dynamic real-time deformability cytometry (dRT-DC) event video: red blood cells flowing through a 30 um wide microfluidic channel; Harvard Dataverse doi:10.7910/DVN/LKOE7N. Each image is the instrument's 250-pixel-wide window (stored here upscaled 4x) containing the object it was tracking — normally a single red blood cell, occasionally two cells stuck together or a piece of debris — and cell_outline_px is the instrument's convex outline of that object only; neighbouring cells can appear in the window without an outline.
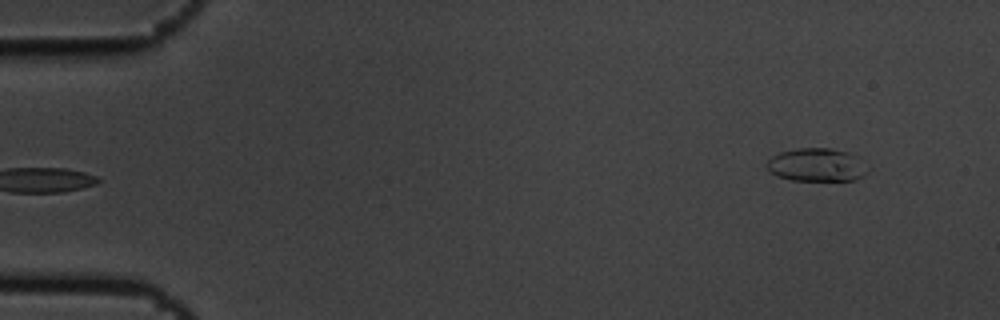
{"species": "common noctule bat (a hibernating species)", "species_latin": "Nyctalus noctula", "temperature_condition": "cold", "stored_images_in_passage": 4, "camera_frame_rate_fps": 3000, "um_per_image_px": 0.085, "animal": {"sex": "male", "body_mass_g": 19.5, "forearm_length_mm": 54.6}, "frame": {"image": 1, "passage_image": 4, "time_ms": 1.0, "image_size_px": [1000, 320], "cell_outline_px": [[872, 168], [864, 176], [856, 180], [792, 180], [776, 176], [764, 164], [772, 156], [780, 152], [796, 148], [832, 148], [848, 152], [856, 156]], "centroid_in_image_um": [69.47, 14.01], "position_along_channel_um": 15.5, "area_um2": 19.83}}